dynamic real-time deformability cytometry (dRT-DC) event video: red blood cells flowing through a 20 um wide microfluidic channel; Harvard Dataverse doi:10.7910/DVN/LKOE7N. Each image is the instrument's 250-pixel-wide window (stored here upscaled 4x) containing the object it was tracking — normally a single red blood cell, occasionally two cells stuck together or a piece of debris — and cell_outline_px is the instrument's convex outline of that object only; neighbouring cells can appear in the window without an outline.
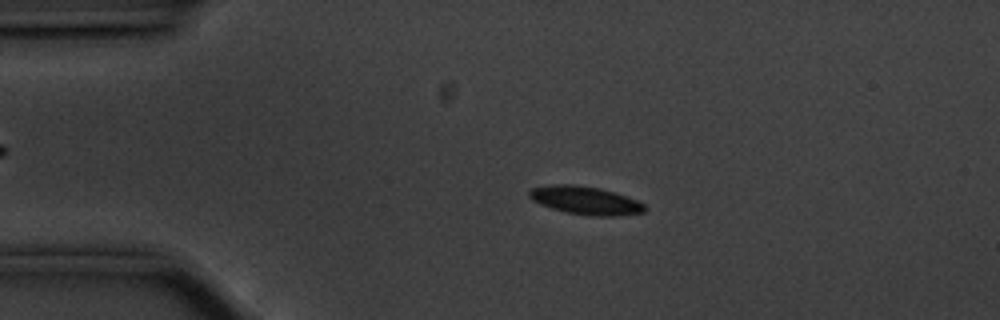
{"species": "common noctule bat (a hibernating species)", "species_latin": "Nyctalus noctula", "temperature_condition": "cold", "stored_images_in_passage": 56, "camera_frame_rate_fps": 3000, "um_per_image_px": 0.085, "animal": {"sex": "male", "body_mass_g": 20.1, "forearm_length_mm": 53.5}, "frame": {"image": 1, "passage_image": 11, "time_ms": 3.333, "image_size_px": [1000, 320], "cell_outline_px": [[648, 208], [644, 212], [616, 216], [588, 216], [568, 212], [552, 208], [540, 204], [532, 200], [528, 196], [528, 192], [532, 188], [552, 184], [572, 184], [600, 188], [636, 200], [644, 204]], "centroid_in_image_um": [49.75, 17.04], "position_along_channel_um": 35.3, "area_um2": 18.84}}
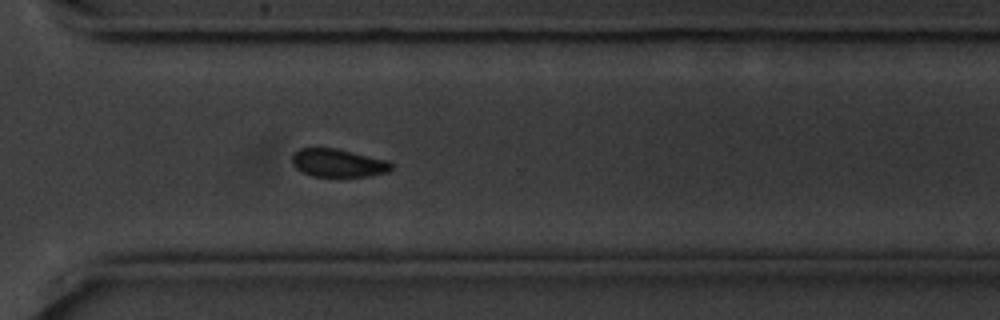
{"frame": {"image": 2, "passage_image": 40, "time_ms": 13.0, "image_size_px": [1000, 320], "cell_outline_px": [[392, 168], [388, 172], [368, 176], [312, 176], [296, 168], [292, 164], [292, 152], [300, 148], [336, 148], [388, 160], [392, 164]], "centroid_in_image_um": [28.73, 13.84], "position_along_channel_um": 341.9, "area_um2": 16.24}}
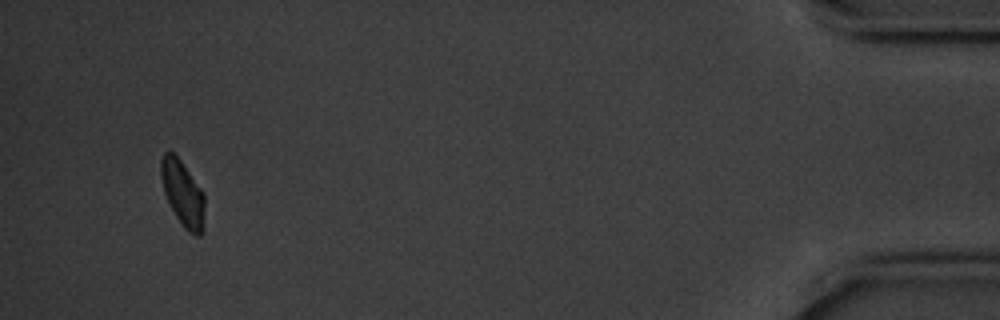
{"frame": {"image": 3, "passage_image": 53, "time_ms": 17.333, "image_size_px": [1000, 320], "cell_outline_px": [[204, 232], [200, 236], [196, 236], [188, 232], [184, 228], [176, 216], [164, 192], [160, 176], [160, 160], [164, 152], [172, 152], [180, 160], [204, 192]], "centroid_in_image_um": [15.55, 16.47], "position_along_channel_um": 419.7, "area_um2": 16.76}, "authors_computed_cell_mechanics": {"area_um2": 17.6868, "velocity_mm_per_s": 3.5291, "shape_relaxation_time_tau1_ms": 5.729, "shape_relaxation_time_tau2_ms": null, "deformation_change_tau1": 0.2012, "deformation_change_tau2": null}}